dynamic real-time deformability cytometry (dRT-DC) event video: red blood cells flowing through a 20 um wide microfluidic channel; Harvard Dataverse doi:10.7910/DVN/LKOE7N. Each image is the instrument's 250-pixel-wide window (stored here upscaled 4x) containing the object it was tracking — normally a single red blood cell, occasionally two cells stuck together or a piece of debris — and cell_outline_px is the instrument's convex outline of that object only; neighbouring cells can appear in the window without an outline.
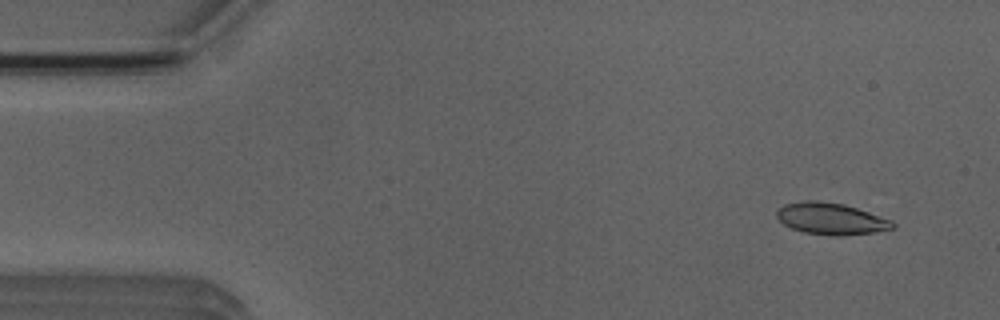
{"species": "Egyptian fruit bat (a non-hibernating species)", "species_latin": "Rousettus aegyptiacus", "temperature_condition": "room temperature", "stored_images_in_passage": 3, "camera_frame_rate_fps": 3000, "um_per_image_px": 0.085, "animal": {"sex": "male"}, "frame": {"image": 1, "passage_image": 1, "time_ms": 0.0, "image_size_px": [1000, 320], "cell_outline_px": [[896, 228], [876, 232], [840, 236], [832, 236], [804, 232], [792, 228], [784, 224], [776, 216], [776, 212], [784, 204], [804, 200], [816, 200], [844, 204], [892, 220], [896, 224]], "centroid_in_image_um": [70.66, 18.59], "position_along_channel_um": 14.3, "area_um2": 21.44}}
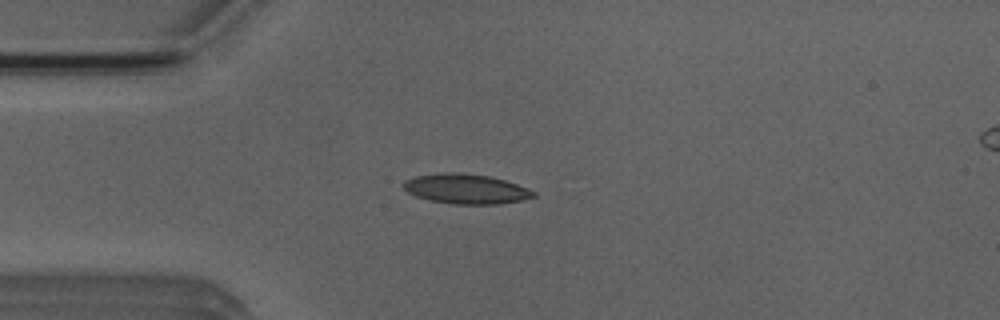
{"frame": {"image": 2, "passage_image": 3, "time_ms": 3.0, "image_size_px": [1000, 320], "cell_outline_px": [[536, 196], [520, 200], [500, 204], [452, 204], [432, 200], [416, 196], [408, 192], [404, 188], [404, 180], [416, 176], [444, 172], [464, 172], [488, 176], [504, 180], [516, 184], [536, 192]], "centroid_in_image_um": [39.6, 16.05], "position_along_channel_um": 45.4, "area_um2": 22.43}}